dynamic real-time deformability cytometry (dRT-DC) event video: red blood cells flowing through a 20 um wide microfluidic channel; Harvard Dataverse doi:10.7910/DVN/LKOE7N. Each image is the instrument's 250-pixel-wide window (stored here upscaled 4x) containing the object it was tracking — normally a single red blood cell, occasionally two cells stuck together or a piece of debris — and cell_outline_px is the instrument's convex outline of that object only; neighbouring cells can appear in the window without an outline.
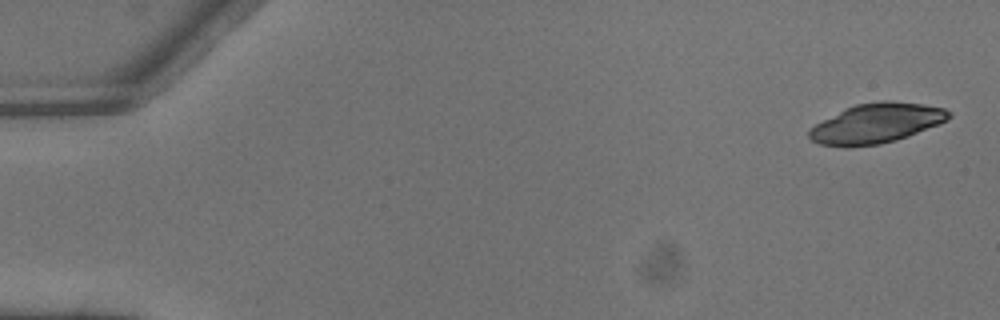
{"species": "common noctule bat (a hibernating species)", "species_latin": "Nyctalus noctula", "temperature_condition": "warm", "stored_images_in_passage": 5, "camera_frame_rate_fps": 3000, "um_per_image_px": 0.085, "animal": {"sex": "male", "body_mass_g": 13.3}, "frame": {"image": 1, "passage_image": 1, "time_ms": 0.0, "image_size_px": [1000, 320], "cell_outline_px": [[952, 116], [948, 120], [940, 124], [908, 136], [896, 140], [880, 144], [844, 148], [820, 144], [812, 140], [808, 136], [808, 132], [816, 124], [844, 108], [856, 104], [880, 100], [888, 100], [924, 104], [944, 108], [952, 112]], "centroid_in_image_um": [74.52, 10.48], "position_along_channel_um": 10.5, "area_um2": 32.66}}